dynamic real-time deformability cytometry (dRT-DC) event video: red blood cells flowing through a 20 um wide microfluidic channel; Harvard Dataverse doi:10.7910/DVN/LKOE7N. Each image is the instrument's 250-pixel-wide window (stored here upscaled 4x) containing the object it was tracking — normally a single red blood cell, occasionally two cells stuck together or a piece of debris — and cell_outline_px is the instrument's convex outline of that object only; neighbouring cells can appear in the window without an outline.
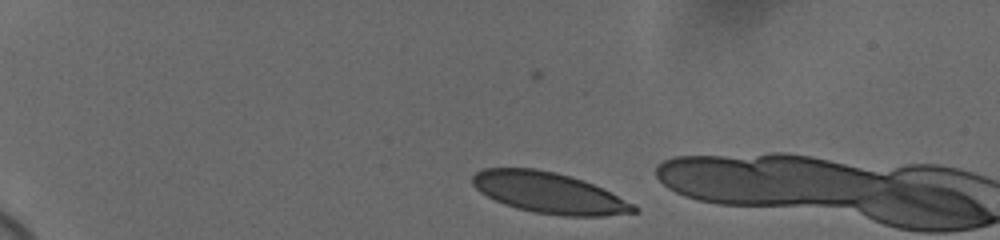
{"species": "human", "species_latin": "Homo sapiens", "temperature_condition": "cold", "stored_images_in_passage": 3, "camera_frame_rate_fps": 3000, "um_per_image_px": 0.085, "donor": {"sex": "female"}, "frame": {"image": 1, "passage_image": 1, "time_ms": 0.0, "image_size_px": [1000, 240], "cell_outline_px": [[640, 208], [636, 212], [604, 216], [564, 216], [532, 212], [516, 208], [504, 204], [480, 192], [472, 184], [472, 176], [476, 172], [484, 168], [536, 168], [556, 172], [584, 180], [636, 204]], "centroid_in_image_um": [46.69, 16.39], "position_along_channel_um": 38.3, "area_um2": 38.55}}